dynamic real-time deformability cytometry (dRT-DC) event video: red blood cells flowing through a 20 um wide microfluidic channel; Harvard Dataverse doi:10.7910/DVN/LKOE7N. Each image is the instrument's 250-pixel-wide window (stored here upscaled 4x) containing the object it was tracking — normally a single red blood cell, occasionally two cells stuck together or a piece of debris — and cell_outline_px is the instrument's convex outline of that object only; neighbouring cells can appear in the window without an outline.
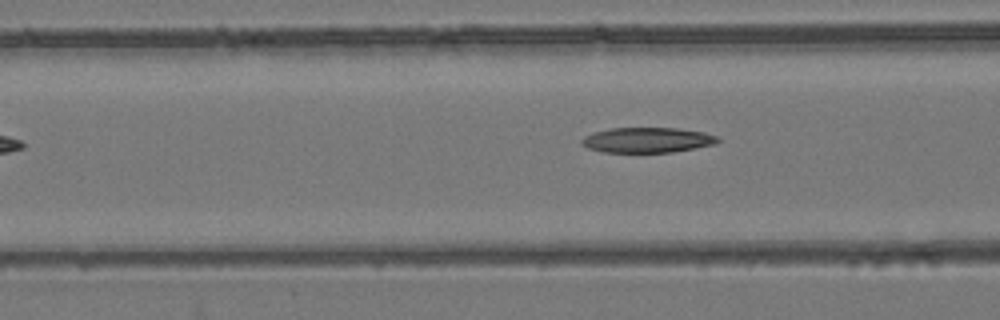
{"species": "common noctule bat (a hibernating species)", "species_latin": "Nyctalus noctula", "temperature_condition": "room temperature", "stored_images_in_passage": 4, "camera_frame_rate_fps": 3000, "um_per_image_px": 0.085, "animal": {"sex": "female", "body_mass_g": 24.6, "forearm_length_mm": 56.2}, "frame": {"image": 1, "passage_image": 4, "time_ms": 4.333, "image_size_px": [1000, 320], "cell_outline_px": [[720, 140], [716, 144], [672, 152], [604, 152], [588, 148], [580, 144], [580, 140], [584, 136], [592, 132], [612, 128], [676, 128], [704, 132], [716, 136]], "centroid_in_image_um": [54.99, 11.9], "position_along_channel_um": 111.6, "area_um2": 20.0}}